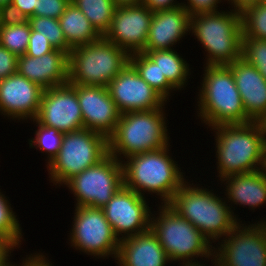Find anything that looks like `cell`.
<instances>
[{
	"label": "cell",
	"mask_w": 266,
	"mask_h": 266,
	"mask_svg": "<svg viewBox=\"0 0 266 266\" xmlns=\"http://www.w3.org/2000/svg\"><path fill=\"white\" fill-rule=\"evenodd\" d=\"M72 226L70 242L75 249L96 258L117 257L121 240L115 235L101 208L75 207Z\"/></svg>",
	"instance_id": "obj_11"
},
{
	"label": "cell",
	"mask_w": 266,
	"mask_h": 266,
	"mask_svg": "<svg viewBox=\"0 0 266 266\" xmlns=\"http://www.w3.org/2000/svg\"><path fill=\"white\" fill-rule=\"evenodd\" d=\"M158 208L159 216H150L149 229L157 237L171 262L197 261L198 257L211 259L214 253L212 242L168 204Z\"/></svg>",
	"instance_id": "obj_8"
},
{
	"label": "cell",
	"mask_w": 266,
	"mask_h": 266,
	"mask_svg": "<svg viewBox=\"0 0 266 266\" xmlns=\"http://www.w3.org/2000/svg\"><path fill=\"white\" fill-rule=\"evenodd\" d=\"M64 185L76 197V207L102 208L124 186L122 162L108 154L99 163L83 170Z\"/></svg>",
	"instance_id": "obj_10"
},
{
	"label": "cell",
	"mask_w": 266,
	"mask_h": 266,
	"mask_svg": "<svg viewBox=\"0 0 266 266\" xmlns=\"http://www.w3.org/2000/svg\"><path fill=\"white\" fill-rule=\"evenodd\" d=\"M12 0H0V14L3 15L9 8Z\"/></svg>",
	"instance_id": "obj_44"
},
{
	"label": "cell",
	"mask_w": 266,
	"mask_h": 266,
	"mask_svg": "<svg viewBox=\"0 0 266 266\" xmlns=\"http://www.w3.org/2000/svg\"><path fill=\"white\" fill-rule=\"evenodd\" d=\"M222 0H187L186 3H182V6L187 10V12L192 16L200 13H215L219 7L217 4Z\"/></svg>",
	"instance_id": "obj_38"
},
{
	"label": "cell",
	"mask_w": 266,
	"mask_h": 266,
	"mask_svg": "<svg viewBox=\"0 0 266 266\" xmlns=\"http://www.w3.org/2000/svg\"><path fill=\"white\" fill-rule=\"evenodd\" d=\"M67 52L54 49L41 57L18 56L17 73L29 81L39 84L43 89L68 83Z\"/></svg>",
	"instance_id": "obj_19"
},
{
	"label": "cell",
	"mask_w": 266,
	"mask_h": 266,
	"mask_svg": "<svg viewBox=\"0 0 266 266\" xmlns=\"http://www.w3.org/2000/svg\"><path fill=\"white\" fill-rule=\"evenodd\" d=\"M230 11L190 16L189 31L206 49V65H228L241 58V13Z\"/></svg>",
	"instance_id": "obj_6"
},
{
	"label": "cell",
	"mask_w": 266,
	"mask_h": 266,
	"mask_svg": "<svg viewBox=\"0 0 266 266\" xmlns=\"http://www.w3.org/2000/svg\"><path fill=\"white\" fill-rule=\"evenodd\" d=\"M70 2L83 12L101 36L105 35L117 8L113 0H70Z\"/></svg>",
	"instance_id": "obj_28"
},
{
	"label": "cell",
	"mask_w": 266,
	"mask_h": 266,
	"mask_svg": "<svg viewBox=\"0 0 266 266\" xmlns=\"http://www.w3.org/2000/svg\"><path fill=\"white\" fill-rule=\"evenodd\" d=\"M190 16L183 6L153 12L146 45L141 52L172 49L176 42L188 32L190 34Z\"/></svg>",
	"instance_id": "obj_21"
},
{
	"label": "cell",
	"mask_w": 266,
	"mask_h": 266,
	"mask_svg": "<svg viewBox=\"0 0 266 266\" xmlns=\"http://www.w3.org/2000/svg\"><path fill=\"white\" fill-rule=\"evenodd\" d=\"M31 35L28 20L0 17V45L17 56L24 55Z\"/></svg>",
	"instance_id": "obj_26"
},
{
	"label": "cell",
	"mask_w": 266,
	"mask_h": 266,
	"mask_svg": "<svg viewBox=\"0 0 266 266\" xmlns=\"http://www.w3.org/2000/svg\"><path fill=\"white\" fill-rule=\"evenodd\" d=\"M35 6H37V0H12L3 15L12 19L28 20L35 16Z\"/></svg>",
	"instance_id": "obj_35"
},
{
	"label": "cell",
	"mask_w": 266,
	"mask_h": 266,
	"mask_svg": "<svg viewBox=\"0 0 266 266\" xmlns=\"http://www.w3.org/2000/svg\"><path fill=\"white\" fill-rule=\"evenodd\" d=\"M58 21L66 42L71 49L90 44L102 37L83 12L71 2L67 5Z\"/></svg>",
	"instance_id": "obj_24"
},
{
	"label": "cell",
	"mask_w": 266,
	"mask_h": 266,
	"mask_svg": "<svg viewBox=\"0 0 266 266\" xmlns=\"http://www.w3.org/2000/svg\"><path fill=\"white\" fill-rule=\"evenodd\" d=\"M119 112L164 108L165 100L128 63L107 86Z\"/></svg>",
	"instance_id": "obj_16"
},
{
	"label": "cell",
	"mask_w": 266,
	"mask_h": 266,
	"mask_svg": "<svg viewBox=\"0 0 266 266\" xmlns=\"http://www.w3.org/2000/svg\"><path fill=\"white\" fill-rule=\"evenodd\" d=\"M195 186L185 181L168 205L193 224L210 242L219 241L221 237L224 239L242 221L238 220L230 206L223 198L216 196L213 190Z\"/></svg>",
	"instance_id": "obj_3"
},
{
	"label": "cell",
	"mask_w": 266,
	"mask_h": 266,
	"mask_svg": "<svg viewBox=\"0 0 266 266\" xmlns=\"http://www.w3.org/2000/svg\"><path fill=\"white\" fill-rule=\"evenodd\" d=\"M142 4L148 7L152 12L182 6V2L178 3L176 0H142Z\"/></svg>",
	"instance_id": "obj_39"
},
{
	"label": "cell",
	"mask_w": 266,
	"mask_h": 266,
	"mask_svg": "<svg viewBox=\"0 0 266 266\" xmlns=\"http://www.w3.org/2000/svg\"><path fill=\"white\" fill-rule=\"evenodd\" d=\"M152 17L153 12L142 3L119 6L103 37L129 54L141 52L146 45Z\"/></svg>",
	"instance_id": "obj_15"
},
{
	"label": "cell",
	"mask_w": 266,
	"mask_h": 266,
	"mask_svg": "<svg viewBox=\"0 0 266 266\" xmlns=\"http://www.w3.org/2000/svg\"><path fill=\"white\" fill-rule=\"evenodd\" d=\"M180 264H182L180 266H204L205 265V264L199 263L198 260H197V262L196 261H189V262H182Z\"/></svg>",
	"instance_id": "obj_45"
},
{
	"label": "cell",
	"mask_w": 266,
	"mask_h": 266,
	"mask_svg": "<svg viewBox=\"0 0 266 266\" xmlns=\"http://www.w3.org/2000/svg\"><path fill=\"white\" fill-rule=\"evenodd\" d=\"M45 257V255H42V253L38 254H32L29 257H26L25 260H23L21 266H52L49 262V260Z\"/></svg>",
	"instance_id": "obj_42"
},
{
	"label": "cell",
	"mask_w": 266,
	"mask_h": 266,
	"mask_svg": "<svg viewBox=\"0 0 266 266\" xmlns=\"http://www.w3.org/2000/svg\"><path fill=\"white\" fill-rule=\"evenodd\" d=\"M130 54L103 36L69 52L68 83L107 87L129 63Z\"/></svg>",
	"instance_id": "obj_7"
},
{
	"label": "cell",
	"mask_w": 266,
	"mask_h": 266,
	"mask_svg": "<svg viewBox=\"0 0 266 266\" xmlns=\"http://www.w3.org/2000/svg\"><path fill=\"white\" fill-rule=\"evenodd\" d=\"M144 53L156 63L161 74H164L167 81L176 89L181 90L190 76L189 64L183 59L177 51L156 50L144 51Z\"/></svg>",
	"instance_id": "obj_25"
},
{
	"label": "cell",
	"mask_w": 266,
	"mask_h": 266,
	"mask_svg": "<svg viewBox=\"0 0 266 266\" xmlns=\"http://www.w3.org/2000/svg\"><path fill=\"white\" fill-rule=\"evenodd\" d=\"M241 58L253 65L266 80V40L242 36Z\"/></svg>",
	"instance_id": "obj_33"
},
{
	"label": "cell",
	"mask_w": 266,
	"mask_h": 266,
	"mask_svg": "<svg viewBox=\"0 0 266 266\" xmlns=\"http://www.w3.org/2000/svg\"><path fill=\"white\" fill-rule=\"evenodd\" d=\"M221 241L211 257L214 266H266V221L239 223Z\"/></svg>",
	"instance_id": "obj_12"
},
{
	"label": "cell",
	"mask_w": 266,
	"mask_h": 266,
	"mask_svg": "<svg viewBox=\"0 0 266 266\" xmlns=\"http://www.w3.org/2000/svg\"><path fill=\"white\" fill-rule=\"evenodd\" d=\"M54 49L46 37L37 35V31L31 29L28 47L25 52L26 55L30 57H41L44 54L52 52Z\"/></svg>",
	"instance_id": "obj_36"
},
{
	"label": "cell",
	"mask_w": 266,
	"mask_h": 266,
	"mask_svg": "<svg viewBox=\"0 0 266 266\" xmlns=\"http://www.w3.org/2000/svg\"><path fill=\"white\" fill-rule=\"evenodd\" d=\"M28 21L30 23L31 29L37 31V35L46 37L55 49L67 52L69 54L71 48L66 42L58 19L32 16L28 19Z\"/></svg>",
	"instance_id": "obj_29"
},
{
	"label": "cell",
	"mask_w": 266,
	"mask_h": 266,
	"mask_svg": "<svg viewBox=\"0 0 266 266\" xmlns=\"http://www.w3.org/2000/svg\"><path fill=\"white\" fill-rule=\"evenodd\" d=\"M33 122L55 128L63 134L83 129V117L76 89L69 83L44 89Z\"/></svg>",
	"instance_id": "obj_14"
},
{
	"label": "cell",
	"mask_w": 266,
	"mask_h": 266,
	"mask_svg": "<svg viewBox=\"0 0 266 266\" xmlns=\"http://www.w3.org/2000/svg\"><path fill=\"white\" fill-rule=\"evenodd\" d=\"M71 85L77 92L84 128L109 138L116 129L121 113L112 100L108 88Z\"/></svg>",
	"instance_id": "obj_17"
},
{
	"label": "cell",
	"mask_w": 266,
	"mask_h": 266,
	"mask_svg": "<svg viewBox=\"0 0 266 266\" xmlns=\"http://www.w3.org/2000/svg\"><path fill=\"white\" fill-rule=\"evenodd\" d=\"M108 154V138L100 133L86 128L64 133L57 156L47 165L49 178L55 185H64Z\"/></svg>",
	"instance_id": "obj_9"
},
{
	"label": "cell",
	"mask_w": 266,
	"mask_h": 266,
	"mask_svg": "<svg viewBox=\"0 0 266 266\" xmlns=\"http://www.w3.org/2000/svg\"><path fill=\"white\" fill-rule=\"evenodd\" d=\"M220 181H226L225 195L234 205H247L255 210L256 207L266 204V168L233 174Z\"/></svg>",
	"instance_id": "obj_23"
},
{
	"label": "cell",
	"mask_w": 266,
	"mask_h": 266,
	"mask_svg": "<svg viewBox=\"0 0 266 266\" xmlns=\"http://www.w3.org/2000/svg\"><path fill=\"white\" fill-rule=\"evenodd\" d=\"M18 56L0 45V80L17 73Z\"/></svg>",
	"instance_id": "obj_37"
},
{
	"label": "cell",
	"mask_w": 266,
	"mask_h": 266,
	"mask_svg": "<svg viewBox=\"0 0 266 266\" xmlns=\"http://www.w3.org/2000/svg\"><path fill=\"white\" fill-rule=\"evenodd\" d=\"M44 89L15 73L0 80V112L12 119L32 121L37 116Z\"/></svg>",
	"instance_id": "obj_18"
},
{
	"label": "cell",
	"mask_w": 266,
	"mask_h": 266,
	"mask_svg": "<svg viewBox=\"0 0 266 266\" xmlns=\"http://www.w3.org/2000/svg\"><path fill=\"white\" fill-rule=\"evenodd\" d=\"M228 66L232 71L246 115L252 121L264 122L266 120L265 78L242 58Z\"/></svg>",
	"instance_id": "obj_20"
},
{
	"label": "cell",
	"mask_w": 266,
	"mask_h": 266,
	"mask_svg": "<svg viewBox=\"0 0 266 266\" xmlns=\"http://www.w3.org/2000/svg\"><path fill=\"white\" fill-rule=\"evenodd\" d=\"M242 36L266 40V1L249 7L241 14Z\"/></svg>",
	"instance_id": "obj_30"
},
{
	"label": "cell",
	"mask_w": 266,
	"mask_h": 266,
	"mask_svg": "<svg viewBox=\"0 0 266 266\" xmlns=\"http://www.w3.org/2000/svg\"><path fill=\"white\" fill-rule=\"evenodd\" d=\"M168 147L134 154L122 161L124 185L143 197L144 192L156 193L162 205L169 204L185 182L184 173L170 156Z\"/></svg>",
	"instance_id": "obj_2"
},
{
	"label": "cell",
	"mask_w": 266,
	"mask_h": 266,
	"mask_svg": "<svg viewBox=\"0 0 266 266\" xmlns=\"http://www.w3.org/2000/svg\"><path fill=\"white\" fill-rule=\"evenodd\" d=\"M129 63L134 67L138 75L144 79L166 102L170 91L176 90L161 74L154 63L144 52L130 54Z\"/></svg>",
	"instance_id": "obj_27"
},
{
	"label": "cell",
	"mask_w": 266,
	"mask_h": 266,
	"mask_svg": "<svg viewBox=\"0 0 266 266\" xmlns=\"http://www.w3.org/2000/svg\"><path fill=\"white\" fill-rule=\"evenodd\" d=\"M227 1V0H226ZM266 1V0H228L227 2H231L232 9L234 12L243 13L249 7L256 6L257 4Z\"/></svg>",
	"instance_id": "obj_41"
},
{
	"label": "cell",
	"mask_w": 266,
	"mask_h": 266,
	"mask_svg": "<svg viewBox=\"0 0 266 266\" xmlns=\"http://www.w3.org/2000/svg\"><path fill=\"white\" fill-rule=\"evenodd\" d=\"M17 246L9 239L0 238V266H4L10 261L11 250L13 251ZM9 259V260H8Z\"/></svg>",
	"instance_id": "obj_40"
},
{
	"label": "cell",
	"mask_w": 266,
	"mask_h": 266,
	"mask_svg": "<svg viewBox=\"0 0 266 266\" xmlns=\"http://www.w3.org/2000/svg\"><path fill=\"white\" fill-rule=\"evenodd\" d=\"M4 266H17V264H14V265H13V263L9 261V262H7ZM19 266H20V265H19Z\"/></svg>",
	"instance_id": "obj_46"
},
{
	"label": "cell",
	"mask_w": 266,
	"mask_h": 266,
	"mask_svg": "<svg viewBox=\"0 0 266 266\" xmlns=\"http://www.w3.org/2000/svg\"><path fill=\"white\" fill-rule=\"evenodd\" d=\"M117 7L119 6H129L138 5L142 3V0H113Z\"/></svg>",
	"instance_id": "obj_43"
},
{
	"label": "cell",
	"mask_w": 266,
	"mask_h": 266,
	"mask_svg": "<svg viewBox=\"0 0 266 266\" xmlns=\"http://www.w3.org/2000/svg\"><path fill=\"white\" fill-rule=\"evenodd\" d=\"M116 260L118 266H166L170 262L150 229L121 240Z\"/></svg>",
	"instance_id": "obj_22"
},
{
	"label": "cell",
	"mask_w": 266,
	"mask_h": 266,
	"mask_svg": "<svg viewBox=\"0 0 266 266\" xmlns=\"http://www.w3.org/2000/svg\"><path fill=\"white\" fill-rule=\"evenodd\" d=\"M215 130L218 177L266 168V128L264 122L226 124Z\"/></svg>",
	"instance_id": "obj_1"
},
{
	"label": "cell",
	"mask_w": 266,
	"mask_h": 266,
	"mask_svg": "<svg viewBox=\"0 0 266 266\" xmlns=\"http://www.w3.org/2000/svg\"><path fill=\"white\" fill-rule=\"evenodd\" d=\"M70 0H37L35 16L59 19Z\"/></svg>",
	"instance_id": "obj_34"
},
{
	"label": "cell",
	"mask_w": 266,
	"mask_h": 266,
	"mask_svg": "<svg viewBox=\"0 0 266 266\" xmlns=\"http://www.w3.org/2000/svg\"><path fill=\"white\" fill-rule=\"evenodd\" d=\"M36 124V126H38V129L35 131L36 136L31 140L29 139V145L31 148H39L42 153L44 151L48 154L47 165H49L60 150L63 133L59 132L55 128L42 126L37 122Z\"/></svg>",
	"instance_id": "obj_31"
},
{
	"label": "cell",
	"mask_w": 266,
	"mask_h": 266,
	"mask_svg": "<svg viewBox=\"0 0 266 266\" xmlns=\"http://www.w3.org/2000/svg\"><path fill=\"white\" fill-rule=\"evenodd\" d=\"M148 205L145 197L124 185L101 209L115 235L123 240L149 230L152 213Z\"/></svg>",
	"instance_id": "obj_13"
},
{
	"label": "cell",
	"mask_w": 266,
	"mask_h": 266,
	"mask_svg": "<svg viewBox=\"0 0 266 266\" xmlns=\"http://www.w3.org/2000/svg\"><path fill=\"white\" fill-rule=\"evenodd\" d=\"M198 94V117L209 127L243 124L252 120L246 115L240 93L228 65H206ZM200 112V113H199Z\"/></svg>",
	"instance_id": "obj_4"
},
{
	"label": "cell",
	"mask_w": 266,
	"mask_h": 266,
	"mask_svg": "<svg viewBox=\"0 0 266 266\" xmlns=\"http://www.w3.org/2000/svg\"><path fill=\"white\" fill-rule=\"evenodd\" d=\"M0 192V238L11 240L17 247L21 244L22 229L11 204Z\"/></svg>",
	"instance_id": "obj_32"
},
{
	"label": "cell",
	"mask_w": 266,
	"mask_h": 266,
	"mask_svg": "<svg viewBox=\"0 0 266 266\" xmlns=\"http://www.w3.org/2000/svg\"><path fill=\"white\" fill-rule=\"evenodd\" d=\"M164 112L163 108H158L122 113L114 133L108 138L109 154L122 162L123 156L126 159L169 146Z\"/></svg>",
	"instance_id": "obj_5"
}]
</instances>
